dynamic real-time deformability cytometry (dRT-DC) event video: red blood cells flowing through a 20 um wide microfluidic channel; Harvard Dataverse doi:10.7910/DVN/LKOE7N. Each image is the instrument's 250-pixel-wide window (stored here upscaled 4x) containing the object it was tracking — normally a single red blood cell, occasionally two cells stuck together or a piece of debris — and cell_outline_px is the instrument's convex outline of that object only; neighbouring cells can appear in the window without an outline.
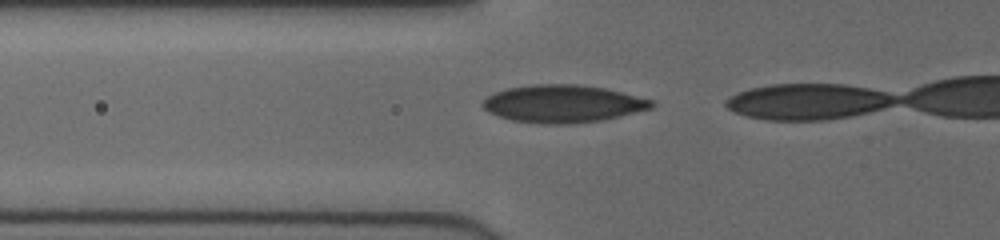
{"species": "human", "species_latin": "Homo sapiens", "temperature_condition": "cold", "stored_images_in_passage": 17, "camera_frame_rate_fps": 3000, "um_per_image_px": 0.085, "donor": {"sex": "female"}, "frame": {"image": 1, "passage_image": 15, "time_ms": 4.667, "image_size_px": [1000, 240], "cell_outline_px": [[656, 104], [652, 108], [600, 120], [568, 124], [544, 124], [512, 120], [488, 112], [480, 104], [492, 92], [508, 88], [532, 84], [576, 84], [604, 88], [652, 100]], "centroid_in_image_um": [47.79, 8.81], "position_along_channel_um": 78.0, "area_um2": 36.7}}